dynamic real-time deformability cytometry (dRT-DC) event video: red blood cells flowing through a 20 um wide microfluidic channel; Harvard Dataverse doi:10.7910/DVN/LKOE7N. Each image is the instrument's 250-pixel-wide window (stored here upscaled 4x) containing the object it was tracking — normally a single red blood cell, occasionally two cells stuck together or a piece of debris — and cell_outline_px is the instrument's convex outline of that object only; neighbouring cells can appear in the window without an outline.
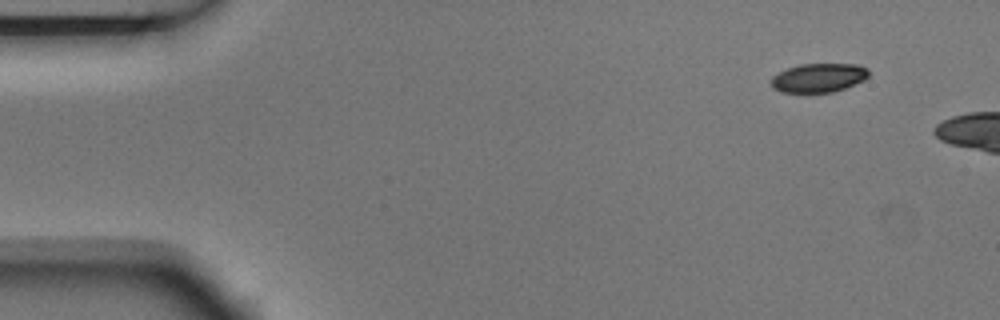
{"species": "Egyptian fruit bat (a non-hibernating species)", "species_latin": "Rousettus aegyptiacus", "temperature_condition": "room temperature", "stored_images_in_passage": 2, "camera_frame_rate_fps": 3000, "um_per_image_px": 0.085, "animal": {"sex": "male"}, "frame": {"image": 1, "passage_image": 1, "time_ms": 0.0, "image_size_px": [1000, 320], "cell_outline_px": [[868, 76], [864, 80], [844, 88], [832, 92], [780, 92], [772, 88], [772, 76], [788, 68], [800, 64], [860, 64], [868, 68]], "centroid_in_image_um": [69.59, 6.6], "position_along_channel_um": 15.4, "area_um2": 16.36}}